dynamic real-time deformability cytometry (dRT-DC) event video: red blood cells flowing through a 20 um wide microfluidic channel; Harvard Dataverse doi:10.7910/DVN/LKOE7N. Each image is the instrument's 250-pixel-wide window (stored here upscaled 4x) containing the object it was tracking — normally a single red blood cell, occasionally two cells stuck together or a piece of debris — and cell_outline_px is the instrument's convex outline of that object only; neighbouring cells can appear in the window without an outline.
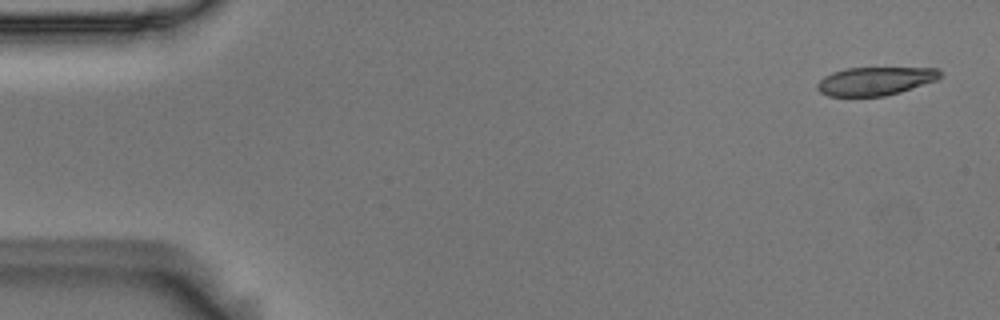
{"species": "Egyptian fruit bat (a non-hibernating species)", "species_latin": "Rousettus aegyptiacus", "temperature_condition": "room temperature", "stored_images_in_passage": 3, "camera_frame_rate_fps": 3000, "um_per_image_px": 0.085, "animal": {"sex": "male"}, "frame": {"image": 1, "passage_image": 1, "time_ms": 0.0, "image_size_px": [1000, 320], "cell_outline_px": [[944, 76], [936, 80], [900, 92], [884, 96], [828, 96], [820, 92], [816, 88], [816, 84], [824, 76], [832, 72], [848, 68], [940, 68]], "centroid_in_image_um": [74.41, 6.89], "position_along_channel_um": 10.6, "area_um2": 20.35}}